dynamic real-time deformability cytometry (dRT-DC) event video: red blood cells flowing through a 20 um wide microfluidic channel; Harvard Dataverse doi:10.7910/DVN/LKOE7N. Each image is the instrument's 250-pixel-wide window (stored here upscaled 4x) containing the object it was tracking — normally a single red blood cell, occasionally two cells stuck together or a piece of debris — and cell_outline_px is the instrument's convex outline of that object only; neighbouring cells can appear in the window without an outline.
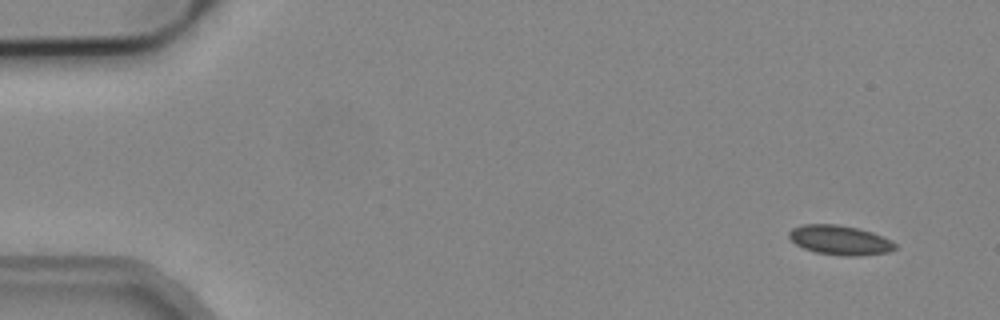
{"species": "common noctule bat (a hibernating species)", "species_latin": "Nyctalus noctula", "temperature_condition": "cold", "stored_images_in_passage": 2, "camera_frame_rate_fps": 3000, "um_per_image_px": 0.085, "animal": {"sex": "male", "body_mass_g": 19.2, "forearm_length_mm": 51.8}, "frame": {"image": 1, "passage_image": 2, "time_ms": 0.333, "image_size_px": [1000, 320], "cell_outline_px": [[896, 248], [888, 252], [860, 256], [844, 256], [816, 252], [804, 248], [796, 244], [788, 236], [788, 232], [792, 228], [804, 224], [836, 224], [856, 228], [872, 232], [892, 240], [896, 244]], "centroid_in_image_um": [71.4, 20.41], "position_along_channel_um": 13.6, "area_um2": 18.21}}